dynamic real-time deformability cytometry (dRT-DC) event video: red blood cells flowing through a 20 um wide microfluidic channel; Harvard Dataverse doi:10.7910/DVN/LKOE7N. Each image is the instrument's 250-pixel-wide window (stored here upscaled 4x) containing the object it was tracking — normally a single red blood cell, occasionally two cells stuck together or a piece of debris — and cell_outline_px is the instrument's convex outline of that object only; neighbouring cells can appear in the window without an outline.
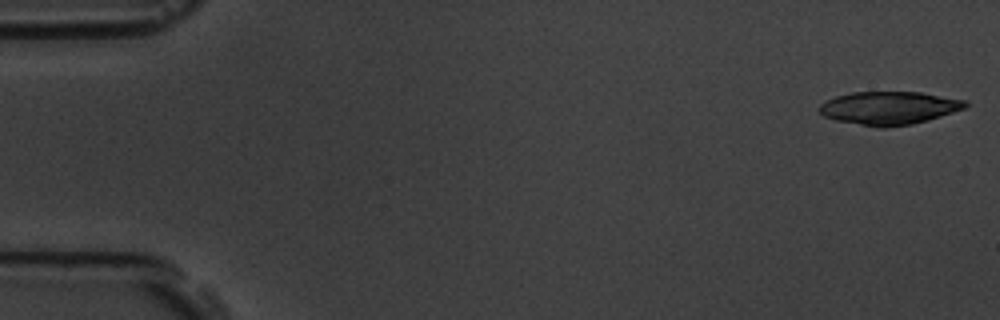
{"species": "common noctule bat (a hibernating species)", "species_latin": "Nyctalus noctula", "temperature_condition": "room temperature", "stored_images_in_passage": 6, "camera_frame_rate_fps": 3000, "um_per_image_px": 0.085, "animal": {"sex": "male", "body_mass_g": 19.5, "forearm_length_mm": 54.6}, "frame": {"image": 1, "passage_image": 1, "time_ms": 0.0, "image_size_px": [1000, 320], "cell_outline_px": [[968, 104], [964, 108], [928, 120], [912, 124], [884, 128], [876, 128], [836, 120], [824, 116], [816, 108], [824, 100], [836, 96], [852, 92], [920, 92], [964, 100]], "centroid_in_image_um": [75.5, 9.18], "position_along_channel_um": 9.5, "area_um2": 28.21}}